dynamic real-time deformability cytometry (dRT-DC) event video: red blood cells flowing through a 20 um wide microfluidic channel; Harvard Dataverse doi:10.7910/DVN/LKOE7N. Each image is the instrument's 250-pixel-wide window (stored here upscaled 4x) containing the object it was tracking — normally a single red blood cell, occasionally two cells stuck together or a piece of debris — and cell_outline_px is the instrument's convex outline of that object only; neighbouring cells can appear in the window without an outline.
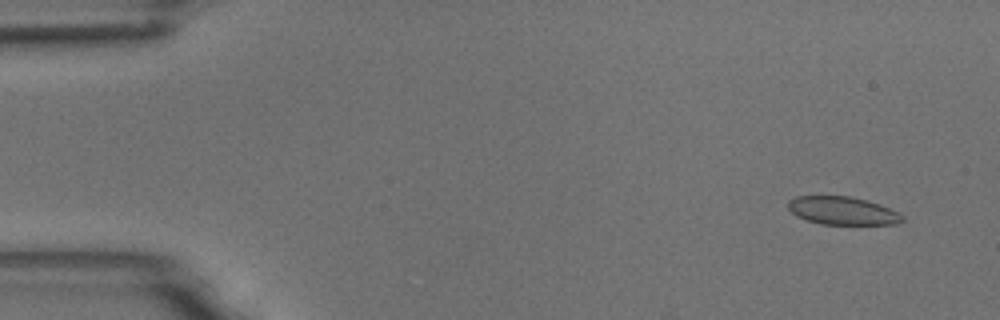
{"species": "common noctule bat (a hibernating species)", "species_latin": "Nyctalus noctula", "temperature_condition": "room temperature", "stored_images_in_passage": 5, "segment_of_instrument_passage": [2, 2], "camera_frame_rate_fps": 3000, "um_per_image_px": 0.085, "animal": {"sex": "male", "body_mass_g": 18.8}, "frame": {"image": 1, "passage_image": 5, "time_ms": 5.333, "image_size_px": [1000, 320], "cell_outline_px": [[904, 220], [896, 224], [820, 224], [796, 216], [788, 208], [788, 200], [796, 196], [852, 196], [868, 200], [880, 204], [900, 212], [904, 216]], "centroid_in_image_um": [71.64, 17.9], "position_along_channel_um": 13.4, "area_um2": 18.84}}